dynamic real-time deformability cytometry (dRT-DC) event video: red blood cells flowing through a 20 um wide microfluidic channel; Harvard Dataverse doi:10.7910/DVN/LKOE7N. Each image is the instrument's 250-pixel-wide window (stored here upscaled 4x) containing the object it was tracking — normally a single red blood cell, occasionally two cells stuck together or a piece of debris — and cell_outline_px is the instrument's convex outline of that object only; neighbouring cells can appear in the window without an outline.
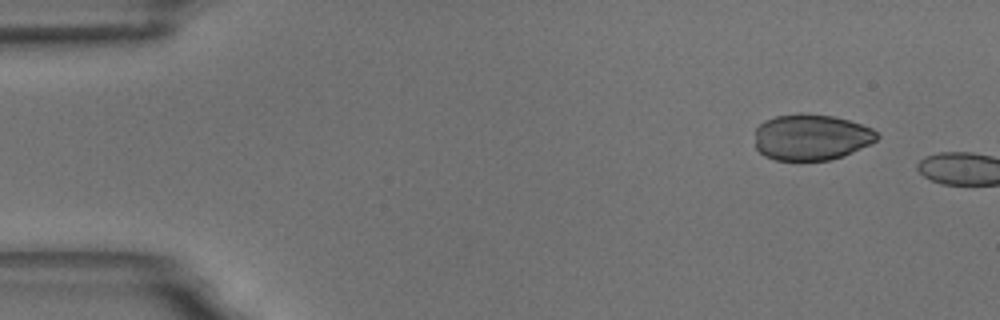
{"species": "common noctule bat (a hibernating species)", "species_latin": "Nyctalus noctula", "temperature_condition": "room temperature", "stored_images_in_passage": 2, "camera_frame_rate_fps": 3000, "um_per_image_px": 0.085, "animal": {"sex": "male", "body_mass_g": 18.8}, "frame": {"image": 1, "passage_image": 1, "time_ms": 0.0, "image_size_px": [1000, 320], "cell_outline_px": [[880, 136], [876, 140], [852, 152], [828, 160], [776, 160], [764, 156], [756, 148], [756, 128], [764, 120], [776, 116], [800, 112], [832, 116], [848, 120], [872, 128]], "centroid_in_image_um": [68.92, 11.65], "position_along_channel_um": 16.1, "area_um2": 32.66}}